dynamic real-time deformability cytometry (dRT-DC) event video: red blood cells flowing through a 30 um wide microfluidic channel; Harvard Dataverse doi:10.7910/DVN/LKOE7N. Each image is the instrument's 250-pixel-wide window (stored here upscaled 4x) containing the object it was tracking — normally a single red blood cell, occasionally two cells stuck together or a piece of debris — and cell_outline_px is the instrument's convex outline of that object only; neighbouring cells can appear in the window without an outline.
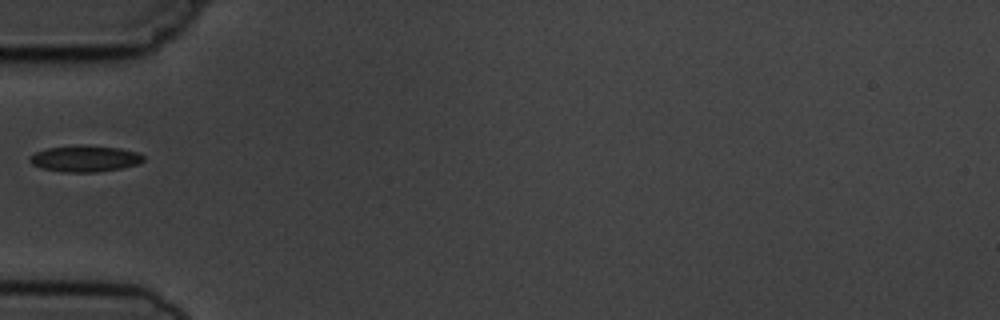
{"species": "common noctule bat (a hibernating species)", "species_latin": "Nyctalus noctula", "temperature_condition": "cold", "stored_images_in_passage": 3, "camera_frame_rate_fps": 3000, "um_per_image_px": 0.085, "animal": {"sex": "male", "body_mass_g": 19.5, "forearm_length_mm": 54.6}, "frame": {"image": 1, "passage_image": 3, "time_ms": 3.333, "image_size_px": [1000, 320], "cell_outline_px": [[144, 160], [136, 164], [120, 168], [96, 172], [60, 172], [40, 168], [32, 164], [28, 160], [28, 156], [36, 152], [48, 148], [120, 148], [136, 152], [144, 156]], "centroid_in_image_um": [7.17, 13.54], "position_along_channel_um": 77.8, "area_um2": 16.47}}